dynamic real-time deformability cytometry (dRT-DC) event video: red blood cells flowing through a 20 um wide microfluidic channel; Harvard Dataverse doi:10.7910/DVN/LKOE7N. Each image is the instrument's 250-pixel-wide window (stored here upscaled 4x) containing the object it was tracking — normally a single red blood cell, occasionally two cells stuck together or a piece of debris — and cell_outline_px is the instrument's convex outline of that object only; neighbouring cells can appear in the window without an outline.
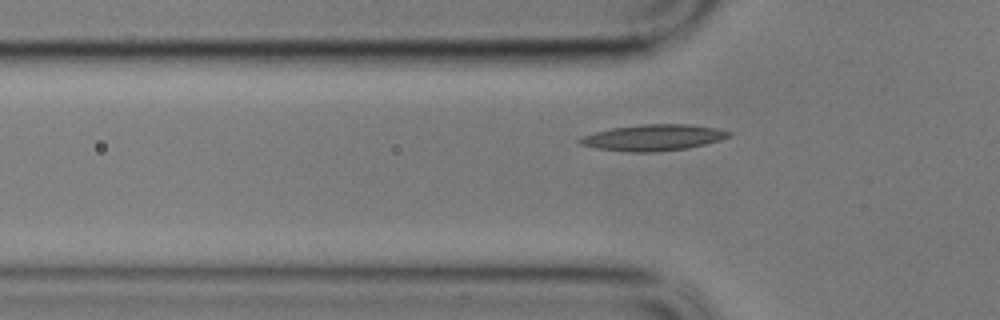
{"species": "common noctule bat (a hibernating species)", "species_latin": "Nyctalus noctula", "temperature_condition": "cold", "stored_images_in_passage": 44, "camera_frame_rate_fps": 3000, "um_per_image_px": 0.085, "animal": {"sex": "male", "body_mass_g": 17.9}, "frame": {"image": 1, "passage_image": 11, "time_ms": 3.333, "image_size_px": [1000, 320], "cell_outline_px": [[732, 136], [720, 140], [688, 148], [660, 152], [628, 152], [596, 148], [580, 144], [576, 140], [584, 136], [596, 132], [612, 128], [644, 124], [692, 124], [716, 128], [732, 132]], "centroid_in_image_um": [55.56, 11.7], "position_along_channel_um": 70.2, "area_um2": 22.77}}
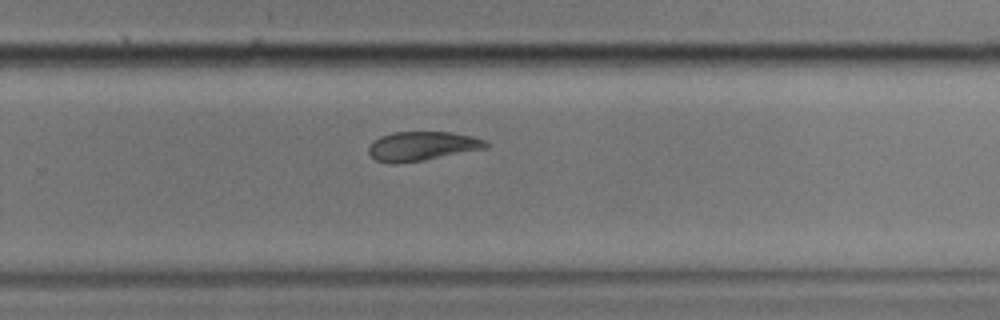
{"frame": {"image": 2, "passage_image": 31, "time_ms": 10.0, "image_size_px": [1000, 320], "cell_outline_px": [[488, 148], [424, 160], [396, 164], [388, 164], [376, 160], [368, 152], [368, 148], [372, 140], [380, 136], [392, 132], [452, 132], [472, 136], [484, 140], [488, 144]], "centroid_in_image_um": [35.84, 12.42], "position_along_channel_um": 294.0, "area_um2": 20.11}}
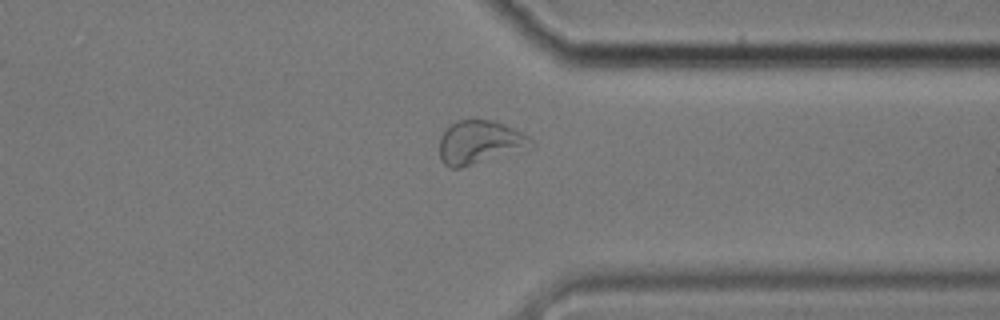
{"frame": {"image": 3, "passage_image": 38, "time_ms": 12.333, "image_size_px": [1000, 320], "cell_outline_px": [[536, 144], [532, 148], [460, 168], [452, 168], [444, 164], [440, 156], [440, 136], [456, 120], [492, 120], [504, 124], [524, 132]], "centroid_in_image_um": [40.83, 12.1], "position_along_channel_um": 370.6, "area_um2": 23.29}}